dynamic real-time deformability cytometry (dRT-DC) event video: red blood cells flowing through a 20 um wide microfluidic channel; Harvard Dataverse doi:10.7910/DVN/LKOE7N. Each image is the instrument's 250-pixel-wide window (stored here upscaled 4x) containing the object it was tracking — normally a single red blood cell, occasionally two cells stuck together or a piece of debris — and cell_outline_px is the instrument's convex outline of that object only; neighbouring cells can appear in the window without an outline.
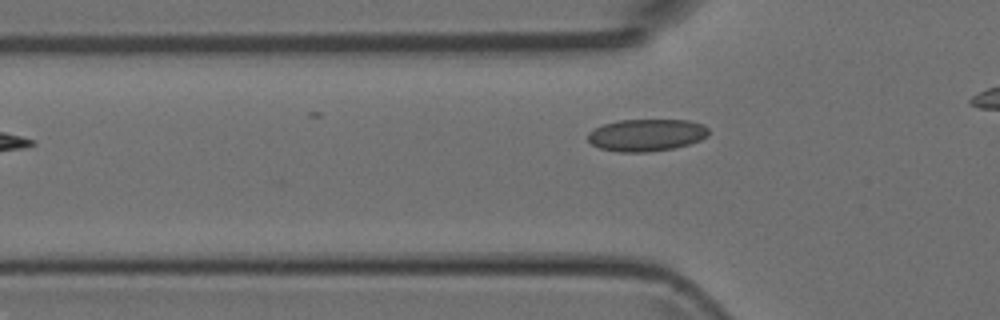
{"species": "Egyptian fruit bat (a non-hibernating species)", "species_latin": "Rousettus aegyptiacus", "temperature_condition": "room temperature", "stored_images_in_passage": 27, "camera_frame_rate_fps": 3000, "um_per_image_px": 0.085, "animal": {"sex": "female"}, "frame": {"image": 1, "passage_image": 2, "time_ms": 0.333, "image_size_px": [1000, 320], "cell_outline_px": [[708, 136], [700, 140], [688, 144], [672, 148], [648, 152], [620, 152], [600, 148], [592, 144], [588, 140], [588, 132], [604, 124], [620, 120], [688, 120], [704, 124], [708, 128]], "centroid_in_image_um": [54.96, 11.47], "position_along_channel_um": 70.8, "area_um2": 22.54}}
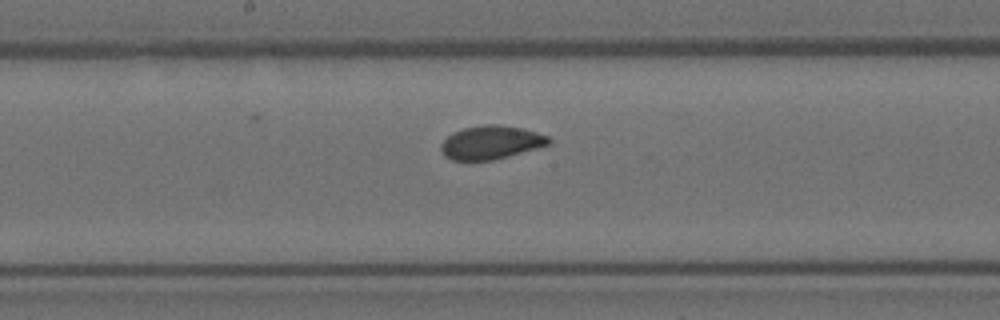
{"frame": {"image": 2, "passage_image": 12, "time_ms": 3.667, "image_size_px": [1000, 320], "cell_outline_px": [[552, 144], [508, 156], [492, 160], [452, 160], [444, 156], [440, 148], [440, 144], [452, 132], [464, 128], [484, 124], [500, 124], [520, 128], [536, 132], [548, 136], [552, 140]], "centroid_in_image_um": [41.73, 12.1], "position_along_channel_um": 206.5, "area_um2": 21.1}}
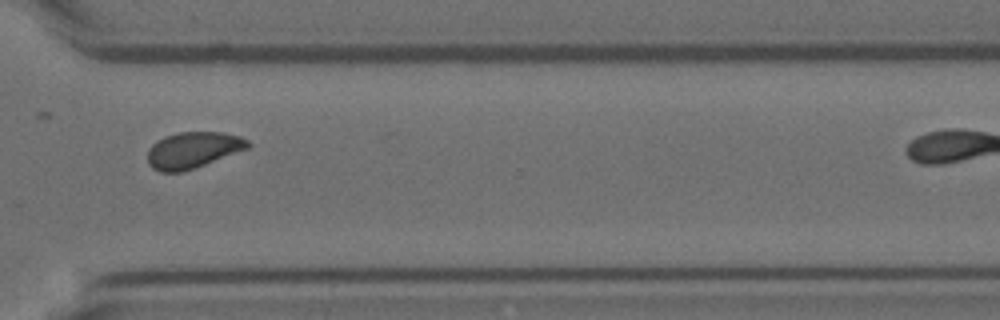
{"frame": {"image": 3, "passage_image": 23, "time_ms": 7.333, "image_size_px": [1000, 320], "cell_outline_px": [[252, 144], [248, 148], [196, 168], [184, 172], [160, 172], [152, 168], [148, 164], [148, 148], [156, 140], [164, 136], [180, 132], [224, 132], [240, 136], [248, 140]], "centroid_in_image_um": [16.39, 12.76], "position_along_channel_um": 354.2, "area_um2": 21.44}}